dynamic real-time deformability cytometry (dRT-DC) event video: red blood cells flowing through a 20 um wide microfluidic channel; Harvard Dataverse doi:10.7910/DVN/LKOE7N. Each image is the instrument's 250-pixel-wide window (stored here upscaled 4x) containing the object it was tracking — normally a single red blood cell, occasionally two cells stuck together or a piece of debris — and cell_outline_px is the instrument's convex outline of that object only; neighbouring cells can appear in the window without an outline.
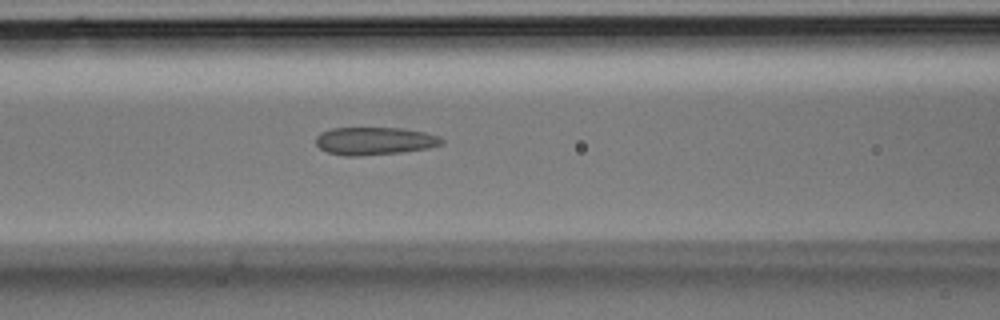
{"species": "Egyptian fruit bat (a non-hibernating species)", "species_latin": "Rousettus aegyptiacus", "temperature_condition": "room temperature", "stored_images_in_passage": 34, "camera_frame_rate_fps": 3000, "um_per_image_px": 0.085, "animal": {"sex": "male"}, "frame": {"image": 1, "passage_image": 13, "time_ms": 4.0, "image_size_px": [1000, 320], "cell_outline_px": [[444, 144], [428, 148], [400, 152], [356, 156], [348, 156], [328, 152], [320, 148], [316, 144], [316, 136], [320, 132], [332, 128], [404, 128], [424, 132], [440, 136], [444, 140]], "centroid_in_image_um": [31.86, 11.97], "position_along_channel_um": 134.7, "area_um2": 20.35}}
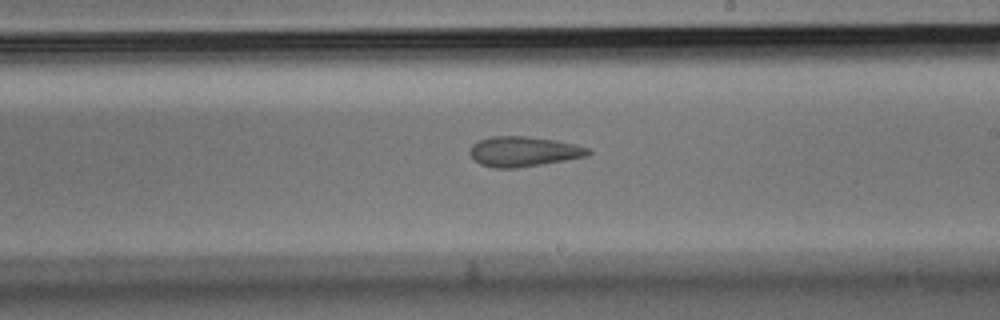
{"frame": {"image": 2, "passage_image": 19, "time_ms": 6.0, "image_size_px": [1000, 320], "cell_outline_px": [[592, 152], [588, 156], [516, 168], [496, 168], [480, 164], [468, 152], [472, 144], [480, 140], [492, 136], [524, 136], [556, 140], [576, 144], [588, 148]], "centroid_in_image_um": [44.51, 12.87], "position_along_channel_um": 244.5, "area_um2": 20.58}}
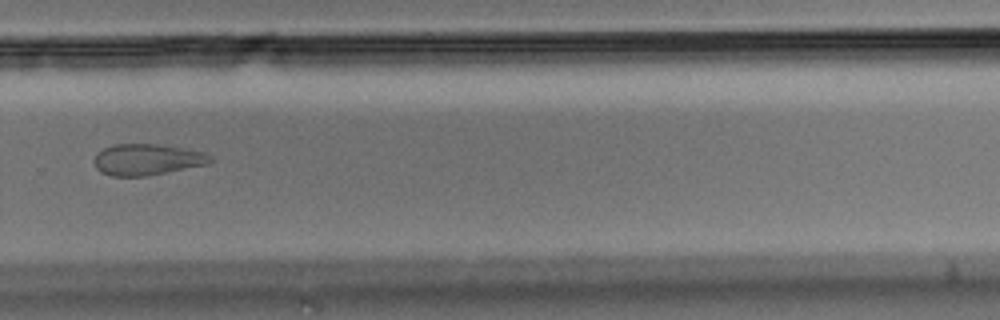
{"frame": {"image": 3, "passage_image": 23, "time_ms": 7.333, "image_size_px": [1000, 320], "cell_outline_px": [[212, 160], [208, 164], [148, 176], [112, 176], [100, 172], [96, 168], [96, 152], [104, 148], [116, 144], [156, 144], [208, 152], [212, 156]], "centroid_in_image_um": [12.54, 13.56], "position_along_channel_um": 317.3, "area_um2": 21.15}}